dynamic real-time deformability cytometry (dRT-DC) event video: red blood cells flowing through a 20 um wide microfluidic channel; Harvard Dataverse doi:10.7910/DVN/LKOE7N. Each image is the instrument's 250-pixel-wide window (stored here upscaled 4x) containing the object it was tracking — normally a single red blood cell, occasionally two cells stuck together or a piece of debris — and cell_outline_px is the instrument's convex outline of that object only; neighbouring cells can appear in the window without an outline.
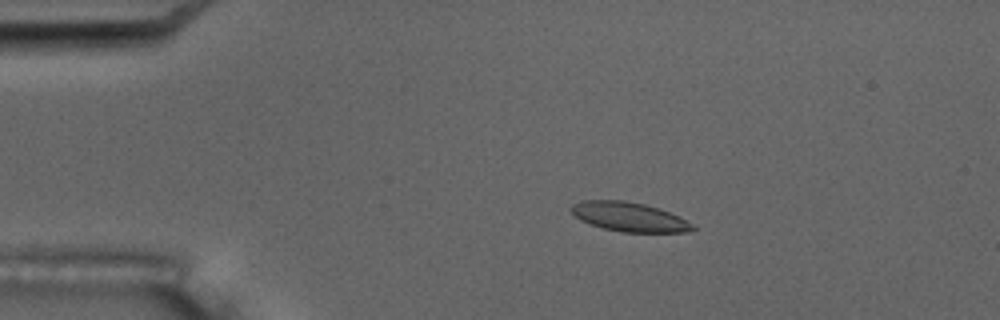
{"species": "common noctule bat (a hibernating species)", "species_latin": "Nyctalus noctula", "temperature_condition": "room temperature", "stored_images_in_passage": 4, "camera_frame_rate_fps": 3000, "um_per_image_px": 0.085, "animal": {"sex": "male", "body_mass_g": 17.5, "forearm_length_mm": 52.3}, "frame": {"image": 1, "passage_image": 2, "time_ms": 1.333, "image_size_px": [1000, 320], "cell_outline_px": [[696, 228], [688, 232], [620, 232], [604, 228], [580, 220], [568, 208], [572, 204], [584, 200], [624, 200], [644, 204], [660, 208], [680, 216], [692, 224]], "centroid_in_image_um": [53.49, 18.42], "position_along_channel_um": 31.5, "area_um2": 20.75}}